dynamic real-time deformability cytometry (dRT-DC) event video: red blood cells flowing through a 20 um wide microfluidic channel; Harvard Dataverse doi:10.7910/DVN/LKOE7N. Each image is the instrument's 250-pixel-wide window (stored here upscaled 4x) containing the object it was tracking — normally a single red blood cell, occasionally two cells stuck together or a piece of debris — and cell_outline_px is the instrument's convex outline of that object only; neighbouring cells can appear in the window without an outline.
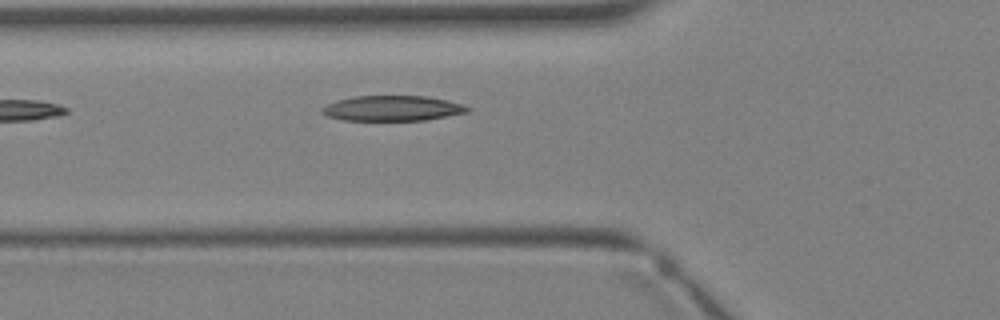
{"species": "Egyptian fruit bat (a non-hibernating species)", "species_latin": "Rousettus aegyptiacus", "temperature_condition": "warm", "stored_images_in_passage": 4, "segment_of_instrument_passage": [1, 2], "camera_frame_rate_fps": 3000, "um_per_image_px": 0.085, "animal": {"sex": "female"}, "frame": {"image": 1, "passage_image": 3, "time_ms": 2.667, "image_size_px": [1000, 320], "cell_outline_px": [[472, 108], [468, 112], [448, 116], [424, 120], [340, 120], [324, 116], [320, 112], [320, 108], [336, 100], [352, 96], [424, 96], [448, 100]], "centroid_in_image_um": [33.29, 9.21], "position_along_channel_um": 92.5, "area_um2": 21.56}}